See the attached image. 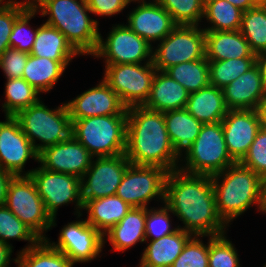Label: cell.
<instances>
[{"mask_svg":"<svg viewBox=\"0 0 266 267\" xmlns=\"http://www.w3.org/2000/svg\"><path fill=\"white\" fill-rule=\"evenodd\" d=\"M164 203L185 224L180 229L192 235L218 236L225 232L227 224L218 214L211 176L172 170L165 180Z\"/></svg>","mask_w":266,"mask_h":267,"instance_id":"6da1fadb","label":"cell"},{"mask_svg":"<svg viewBox=\"0 0 266 267\" xmlns=\"http://www.w3.org/2000/svg\"><path fill=\"white\" fill-rule=\"evenodd\" d=\"M125 155L133 165L157 166L168 173L178 169L180 155L170 142L163 112L143 106L127 108Z\"/></svg>","mask_w":266,"mask_h":267,"instance_id":"7a4b0ae2","label":"cell"},{"mask_svg":"<svg viewBox=\"0 0 266 267\" xmlns=\"http://www.w3.org/2000/svg\"><path fill=\"white\" fill-rule=\"evenodd\" d=\"M31 5L37 10L39 7L42 16L49 15L46 24L58 29L79 54L96 52L98 22L88 16L91 11L86 0H32Z\"/></svg>","mask_w":266,"mask_h":267,"instance_id":"3957f363","label":"cell"},{"mask_svg":"<svg viewBox=\"0 0 266 267\" xmlns=\"http://www.w3.org/2000/svg\"><path fill=\"white\" fill-rule=\"evenodd\" d=\"M224 175L222 184L219 178ZM217 211L227 224L256 203L261 211L263 178L240 162L211 176Z\"/></svg>","mask_w":266,"mask_h":267,"instance_id":"277c9868","label":"cell"},{"mask_svg":"<svg viewBox=\"0 0 266 267\" xmlns=\"http://www.w3.org/2000/svg\"><path fill=\"white\" fill-rule=\"evenodd\" d=\"M37 153L57 143L75 139V124L66 103L50 110L40 100L14 116ZM43 144L36 145L35 140Z\"/></svg>","mask_w":266,"mask_h":267,"instance_id":"5b68a950","label":"cell"},{"mask_svg":"<svg viewBox=\"0 0 266 267\" xmlns=\"http://www.w3.org/2000/svg\"><path fill=\"white\" fill-rule=\"evenodd\" d=\"M75 139L93 157L125 154L127 115H103L72 120Z\"/></svg>","mask_w":266,"mask_h":267,"instance_id":"8992f818","label":"cell"},{"mask_svg":"<svg viewBox=\"0 0 266 267\" xmlns=\"http://www.w3.org/2000/svg\"><path fill=\"white\" fill-rule=\"evenodd\" d=\"M185 152L187 166L179 170L188 174L213 176L235 163L228 154L221 121L203 124Z\"/></svg>","mask_w":266,"mask_h":267,"instance_id":"52a82bcc","label":"cell"},{"mask_svg":"<svg viewBox=\"0 0 266 267\" xmlns=\"http://www.w3.org/2000/svg\"><path fill=\"white\" fill-rule=\"evenodd\" d=\"M5 206L28 226L41 240L52 226L44 202L30 176H14L8 185Z\"/></svg>","mask_w":266,"mask_h":267,"instance_id":"ba28073f","label":"cell"},{"mask_svg":"<svg viewBox=\"0 0 266 267\" xmlns=\"http://www.w3.org/2000/svg\"><path fill=\"white\" fill-rule=\"evenodd\" d=\"M103 80L119 96L126 108L143 106L149 97L157 69L152 58L141 64L106 65Z\"/></svg>","mask_w":266,"mask_h":267,"instance_id":"9c48e42d","label":"cell"},{"mask_svg":"<svg viewBox=\"0 0 266 267\" xmlns=\"http://www.w3.org/2000/svg\"><path fill=\"white\" fill-rule=\"evenodd\" d=\"M205 30L197 26L177 25L160 41L152 53V62L158 71L188 61L206 57Z\"/></svg>","mask_w":266,"mask_h":267,"instance_id":"30bf717a","label":"cell"},{"mask_svg":"<svg viewBox=\"0 0 266 267\" xmlns=\"http://www.w3.org/2000/svg\"><path fill=\"white\" fill-rule=\"evenodd\" d=\"M24 176H30L35 183L37 192L44 202L45 210L52 218V226L55 225L56 212L62 204L75 200L77 208L83 209L80 178L42 167L30 170Z\"/></svg>","mask_w":266,"mask_h":267,"instance_id":"8fae6325","label":"cell"},{"mask_svg":"<svg viewBox=\"0 0 266 267\" xmlns=\"http://www.w3.org/2000/svg\"><path fill=\"white\" fill-rule=\"evenodd\" d=\"M168 172L157 166L130 164L117 188L116 195L131 207H147L155 196L164 201L165 180Z\"/></svg>","mask_w":266,"mask_h":267,"instance_id":"7c38bea8","label":"cell"},{"mask_svg":"<svg viewBox=\"0 0 266 267\" xmlns=\"http://www.w3.org/2000/svg\"><path fill=\"white\" fill-rule=\"evenodd\" d=\"M131 163L125 154L97 157L81 178V198L85 205L89 200L115 195L122 177ZM88 179L85 181V179Z\"/></svg>","mask_w":266,"mask_h":267,"instance_id":"4fadbf2b","label":"cell"},{"mask_svg":"<svg viewBox=\"0 0 266 267\" xmlns=\"http://www.w3.org/2000/svg\"><path fill=\"white\" fill-rule=\"evenodd\" d=\"M152 46L133 32L128 26L117 25L112 28L107 40H100L93 56L105 57L106 65L140 64L145 58H152Z\"/></svg>","mask_w":266,"mask_h":267,"instance_id":"5bb4252c","label":"cell"},{"mask_svg":"<svg viewBox=\"0 0 266 267\" xmlns=\"http://www.w3.org/2000/svg\"><path fill=\"white\" fill-rule=\"evenodd\" d=\"M59 235L58 243L50 245L63 252L73 264L96 258L105 242L104 236L86 219L69 223Z\"/></svg>","mask_w":266,"mask_h":267,"instance_id":"9a60e30c","label":"cell"},{"mask_svg":"<svg viewBox=\"0 0 266 267\" xmlns=\"http://www.w3.org/2000/svg\"><path fill=\"white\" fill-rule=\"evenodd\" d=\"M38 160V153L14 116L0 122V170L21 176L28 158Z\"/></svg>","mask_w":266,"mask_h":267,"instance_id":"2e32d148","label":"cell"},{"mask_svg":"<svg viewBox=\"0 0 266 267\" xmlns=\"http://www.w3.org/2000/svg\"><path fill=\"white\" fill-rule=\"evenodd\" d=\"M221 123L228 154L240 162L261 129L258 114L255 109L228 110Z\"/></svg>","mask_w":266,"mask_h":267,"instance_id":"e0dca14e","label":"cell"},{"mask_svg":"<svg viewBox=\"0 0 266 267\" xmlns=\"http://www.w3.org/2000/svg\"><path fill=\"white\" fill-rule=\"evenodd\" d=\"M91 153L76 139L57 143L38 153L42 168L82 178L92 163Z\"/></svg>","mask_w":266,"mask_h":267,"instance_id":"ac0fdd59","label":"cell"},{"mask_svg":"<svg viewBox=\"0 0 266 267\" xmlns=\"http://www.w3.org/2000/svg\"><path fill=\"white\" fill-rule=\"evenodd\" d=\"M66 105L71 120L103 115H127V108L104 80Z\"/></svg>","mask_w":266,"mask_h":267,"instance_id":"d6986e66","label":"cell"},{"mask_svg":"<svg viewBox=\"0 0 266 267\" xmlns=\"http://www.w3.org/2000/svg\"><path fill=\"white\" fill-rule=\"evenodd\" d=\"M128 26L133 32L151 41H162L177 26L171 15L156 1L141 3L128 17Z\"/></svg>","mask_w":266,"mask_h":267,"instance_id":"ffe728a7","label":"cell"},{"mask_svg":"<svg viewBox=\"0 0 266 267\" xmlns=\"http://www.w3.org/2000/svg\"><path fill=\"white\" fill-rule=\"evenodd\" d=\"M222 90L229 110L256 109L266 95V86L256 64Z\"/></svg>","mask_w":266,"mask_h":267,"instance_id":"44dd1931","label":"cell"},{"mask_svg":"<svg viewBox=\"0 0 266 267\" xmlns=\"http://www.w3.org/2000/svg\"><path fill=\"white\" fill-rule=\"evenodd\" d=\"M160 75H159V73ZM189 92L164 71H156L148 99L144 108L166 112L170 110L185 109Z\"/></svg>","mask_w":266,"mask_h":267,"instance_id":"7402d4cb","label":"cell"},{"mask_svg":"<svg viewBox=\"0 0 266 267\" xmlns=\"http://www.w3.org/2000/svg\"><path fill=\"white\" fill-rule=\"evenodd\" d=\"M205 46L208 61L256 58V54L252 51L240 30L205 31Z\"/></svg>","mask_w":266,"mask_h":267,"instance_id":"603a6c76","label":"cell"},{"mask_svg":"<svg viewBox=\"0 0 266 267\" xmlns=\"http://www.w3.org/2000/svg\"><path fill=\"white\" fill-rule=\"evenodd\" d=\"M192 236L178 226L174 233L150 240L141 257L140 267H171Z\"/></svg>","mask_w":266,"mask_h":267,"instance_id":"cb8c5ba5","label":"cell"},{"mask_svg":"<svg viewBox=\"0 0 266 267\" xmlns=\"http://www.w3.org/2000/svg\"><path fill=\"white\" fill-rule=\"evenodd\" d=\"M185 109L203 124L222 121L229 110L223 90L212 85L189 93Z\"/></svg>","mask_w":266,"mask_h":267,"instance_id":"d4e9b609","label":"cell"},{"mask_svg":"<svg viewBox=\"0 0 266 267\" xmlns=\"http://www.w3.org/2000/svg\"><path fill=\"white\" fill-rule=\"evenodd\" d=\"M131 208L116 194L89 200L83 207L89 212L86 221L103 236H106V232L118 224Z\"/></svg>","mask_w":266,"mask_h":267,"instance_id":"484cf974","label":"cell"},{"mask_svg":"<svg viewBox=\"0 0 266 267\" xmlns=\"http://www.w3.org/2000/svg\"><path fill=\"white\" fill-rule=\"evenodd\" d=\"M30 54L59 61L66 67L72 60L71 58L79 53L58 29L44 23L41 27H38Z\"/></svg>","mask_w":266,"mask_h":267,"instance_id":"4316f807","label":"cell"},{"mask_svg":"<svg viewBox=\"0 0 266 267\" xmlns=\"http://www.w3.org/2000/svg\"><path fill=\"white\" fill-rule=\"evenodd\" d=\"M146 208L132 207L122 220L106 232L116 251H125L136 242H145Z\"/></svg>","mask_w":266,"mask_h":267,"instance_id":"83f0119b","label":"cell"},{"mask_svg":"<svg viewBox=\"0 0 266 267\" xmlns=\"http://www.w3.org/2000/svg\"><path fill=\"white\" fill-rule=\"evenodd\" d=\"M168 136L173 148L181 156L197 138L203 123L193 117L186 109L164 112Z\"/></svg>","mask_w":266,"mask_h":267,"instance_id":"f1b7e54d","label":"cell"},{"mask_svg":"<svg viewBox=\"0 0 266 267\" xmlns=\"http://www.w3.org/2000/svg\"><path fill=\"white\" fill-rule=\"evenodd\" d=\"M65 69L59 61L30 54L22 78L39 92H48Z\"/></svg>","mask_w":266,"mask_h":267,"instance_id":"f546056e","label":"cell"},{"mask_svg":"<svg viewBox=\"0 0 266 267\" xmlns=\"http://www.w3.org/2000/svg\"><path fill=\"white\" fill-rule=\"evenodd\" d=\"M15 260L18 267H73L71 260L53 248L48 239L40 240L35 246L28 245Z\"/></svg>","mask_w":266,"mask_h":267,"instance_id":"4dcf8cb0","label":"cell"},{"mask_svg":"<svg viewBox=\"0 0 266 267\" xmlns=\"http://www.w3.org/2000/svg\"><path fill=\"white\" fill-rule=\"evenodd\" d=\"M164 72L180 83L189 93L211 85L209 61L206 57L171 66Z\"/></svg>","mask_w":266,"mask_h":267,"instance_id":"1f68e13d","label":"cell"},{"mask_svg":"<svg viewBox=\"0 0 266 267\" xmlns=\"http://www.w3.org/2000/svg\"><path fill=\"white\" fill-rule=\"evenodd\" d=\"M242 13L225 0H205L204 16L213 26L205 31H237L241 28Z\"/></svg>","mask_w":266,"mask_h":267,"instance_id":"d6a6232c","label":"cell"},{"mask_svg":"<svg viewBox=\"0 0 266 267\" xmlns=\"http://www.w3.org/2000/svg\"><path fill=\"white\" fill-rule=\"evenodd\" d=\"M240 32L255 54L266 51V5L259 3L242 13Z\"/></svg>","mask_w":266,"mask_h":267,"instance_id":"836d02e7","label":"cell"},{"mask_svg":"<svg viewBox=\"0 0 266 267\" xmlns=\"http://www.w3.org/2000/svg\"><path fill=\"white\" fill-rule=\"evenodd\" d=\"M6 102L3 104L5 116H15L19 111L36 104L40 93L23 78L7 79Z\"/></svg>","mask_w":266,"mask_h":267,"instance_id":"e575fe53","label":"cell"},{"mask_svg":"<svg viewBox=\"0 0 266 267\" xmlns=\"http://www.w3.org/2000/svg\"><path fill=\"white\" fill-rule=\"evenodd\" d=\"M256 64V58L226 59L209 61L210 83L224 88Z\"/></svg>","mask_w":266,"mask_h":267,"instance_id":"d590c367","label":"cell"},{"mask_svg":"<svg viewBox=\"0 0 266 267\" xmlns=\"http://www.w3.org/2000/svg\"><path fill=\"white\" fill-rule=\"evenodd\" d=\"M176 25L197 26L204 16L205 0H156Z\"/></svg>","mask_w":266,"mask_h":267,"instance_id":"8d00e7d4","label":"cell"},{"mask_svg":"<svg viewBox=\"0 0 266 267\" xmlns=\"http://www.w3.org/2000/svg\"><path fill=\"white\" fill-rule=\"evenodd\" d=\"M9 239L29 241L31 247L35 246L41 240L4 205L0 207V241L6 245H10L7 242Z\"/></svg>","mask_w":266,"mask_h":267,"instance_id":"74e56055","label":"cell"},{"mask_svg":"<svg viewBox=\"0 0 266 267\" xmlns=\"http://www.w3.org/2000/svg\"><path fill=\"white\" fill-rule=\"evenodd\" d=\"M208 243L209 267H239L237 251L224 234L210 236Z\"/></svg>","mask_w":266,"mask_h":267,"instance_id":"f35d334b","label":"cell"},{"mask_svg":"<svg viewBox=\"0 0 266 267\" xmlns=\"http://www.w3.org/2000/svg\"><path fill=\"white\" fill-rule=\"evenodd\" d=\"M37 9L33 7V5H29L15 20L12 33L9 37L10 47L16 48L17 50L24 51L30 53L34 41L36 38V34L38 28L29 33L27 31V25L29 20L36 14ZM30 34V35H29Z\"/></svg>","mask_w":266,"mask_h":267,"instance_id":"ab89813d","label":"cell"},{"mask_svg":"<svg viewBox=\"0 0 266 267\" xmlns=\"http://www.w3.org/2000/svg\"><path fill=\"white\" fill-rule=\"evenodd\" d=\"M31 4V1H8L0 5V56L10 47L9 37L16 18Z\"/></svg>","mask_w":266,"mask_h":267,"instance_id":"60d3db41","label":"cell"},{"mask_svg":"<svg viewBox=\"0 0 266 267\" xmlns=\"http://www.w3.org/2000/svg\"><path fill=\"white\" fill-rule=\"evenodd\" d=\"M198 237L194 235L187 241L171 267H209L208 245H204Z\"/></svg>","mask_w":266,"mask_h":267,"instance_id":"b9f144b4","label":"cell"},{"mask_svg":"<svg viewBox=\"0 0 266 267\" xmlns=\"http://www.w3.org/2000/svg\"><path fill=\"white\" fill-rule=\"evenodd\" d=\"M240 163L260 177H266V129L261 128L251 144L247 154Z\"/></svg>","mask_w":266,"mask_h":267,"instance_id":"7bdbcfd3","label":"cell"},{"mask_svg":"<svg viewBox=\"0 0 266 267\" xmlns=\"http://www.w3.org/2000/svg\"><path fill=\"white\" fill-rule=\"evenodd\" d=\"M168 212L171 210L166 205L158 210L146 208L145 239L153 237L152 240H156L178 230L170 228Z\"/></svg>","mask_w":266,"mask_h":267,"instance_id":"ee69618b","label":"cell"},{"mask_svg":"<svg viewBox=\"0 0 266 267\" xmlns=\"http://www.w3.org/2000/svg\"><path fill=\"white\" fill-rule=\"evenodd\" d=\"M30 53L9 47L0 56V67L7 79L22 78Z\"/></svg>","mask_w":266,"mask_h":267,"instance_id":"f6af8a7d","label":"cell"},{"mask_svg":"<svg viewBox=\"0 0 266 267\" xmlns=\"http://www.w3.org/2000/svg\"><path fill=\"white\" fill-rule=\"evenodd\" d=\"M91 13L111 16L122 11L128 4L125 0H86Z\"/></svg>","mask_w":266,"mask_h":267,"instance_id":"bcb514c9","label":"cell"},{"mask_svg":"<svg viewBox=\"0 0 266 267\" xmlns=\"http://www.w3.org/2000/svg\"><path fill=\"white\" fill-rule=\"evenodd\" d=\"M13 177V174L0 170V207L5 205L8 185Z\"/></svg>","mask_w":266,"mask_h":267,"instance_id":"7dc6e473","label":"cell"},{"mask_svg":"<svg viewBox=\"0 0 266 267\" xmlns=\"http://www.w3.org/2000/svg\"><path fill=\"white\" fill-rule=\"evenodd\" d=\"M11 253L12 246L6 245L0 241V267H8Z\"/></svg>","mask_w":266,"mask_h":267,"instance_id":"c3c4849f","label":"cell"},{"mask_svg":"<svg viewBox=\"0 0 266 267\" xmlns=\"http://www.w3.org/2000/svg\"><path fill=\"white\" fill-rule=\"evenodd\" d=\"M238 7L240 10L247 11L248 9L254 8L259 4V0H225Z\"/></svg>","mask_w":266,"mask_h":267,"instance_id":"681fc988","label":"cell"},{"mask_svg":"<svg viewBox=\"0 0 266 267\" xmlns=\"http://www.w3.org/2000/svg\"><path fill=\"white\" fill-rule=\"evenodd\" d=\"M255 110L258 114L261 128L266 129V95L258 103V106Z\"/></svg>","mask_w":266,"mask_h":267,"instance_id":"f907efd6","label":"cell"},{"mask_svg":"<svg viewBox=\"0 0 266 267\" xmlns=\"http://www.w3.org/2000/svg\"><path fill=\"white\" fill-rule=\"evenodd\" d=\"M256 65L260 70V74L266 86V51L256 54Z\"/></svg>","mask_w":266,"mask_h":267,"instance_id":"816d5d0a","label":"cell"},{"mask_svg":"<svg viewBox=\"0 0 266 267\" xmlns=\"http://www.w3.org/2000/svg\"><path fill=\"white\" fill-rule=\"evenodd\" d=\"M261 211H266V177L263 178Z\"/></svg>","mask_w":266,"mask_h":267,"instance_id":"f5cc1de1","label":"cell"},{"mask_svg":"<svg viewBox=\"0 0 266 267\" xmlns=\"http://www.w3.org/2000/svg\"><path fill=\"white\" fill-rule=\"evenodd\" d=\"M126 1V3L127 4H129L130 2H132V1H140V0H125ZM154 1H156V0H154ZM142 3H147V2H145V0H142Z\"/></svg>","mask_w":266,"mask_h":267,"instance_id":"db71d44e","label":"cell"},{"mask_svg":"<svg viewBox=\"0 0 266 267\" xmlns=\"http://www.w3.org/2000/svg\"><path fill=\"white\" fill-rule=\"evenodd\" d=\"M259 3L266 5V0H259Z\"/></svg>","mask_w":266,"mask_h":267,"instance_id":"11a10c76","label":"cell"}]
</instances>
